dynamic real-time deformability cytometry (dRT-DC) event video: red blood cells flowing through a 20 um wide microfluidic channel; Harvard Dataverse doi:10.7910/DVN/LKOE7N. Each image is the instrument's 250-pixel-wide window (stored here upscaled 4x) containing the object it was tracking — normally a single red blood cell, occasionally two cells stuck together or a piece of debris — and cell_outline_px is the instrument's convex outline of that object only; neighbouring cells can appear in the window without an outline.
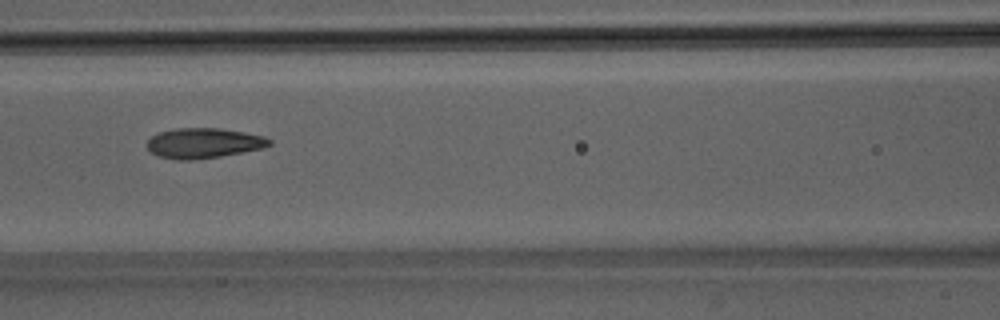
{"species": "Egyptian fruit bat (a non-hibernating species)", "species_latin": "Rousettus aegyptiacus", "temperature_condition": "room temperature", "stored_images_in_passage": 50, "camera_frame_rate_fps": 3000, "um_per_image_px": 0.085, "animal": {"sex": "male"}, "frame": {"image": 1, "passage_image": 22, "time_ms": 7.0, "image_size_px": [1000, 320], "cell_outline_px": [[272, 144], [264, 148], [220, 156], [192, 160], [180, 160], [160, 156], [152, 152], [148, 148], [148, 140], [152, 136], [160, 132], [176, 128], [220, 128], [244, 132], [264, 136], [272, 140]], "centroid_in_image_um": [17.35, 12.16], "position_along_channel_um": 149.2, "area_um2": 21.33}}
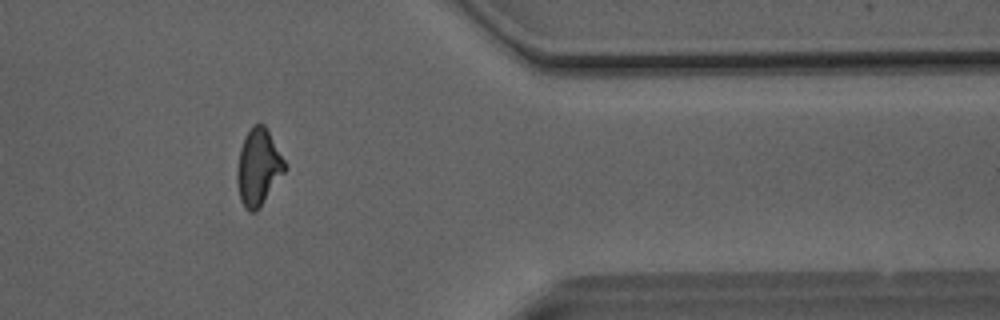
{"frame": {"image": 2, "passage_image": 41, "time_ms": 13.333, "image_size_px": [1000, 320], "cell_outline_px": [[288, 168], [256, 212], [248, 212], [244, 208], [240, 200], [236, 180], [236, 172], [240, 148], [252, 124], [264, 124], [268, 128]], "centroid_in_image_um": [21.96, 14.23], "position_along_channel_um": 389.4, "area_um2": 21.44}}
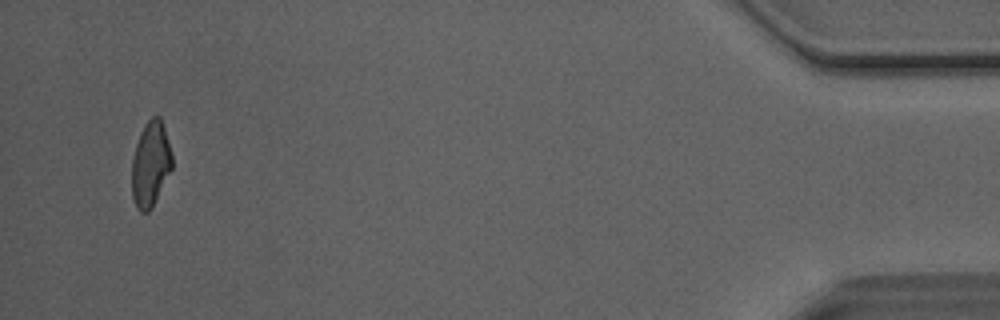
{"frame": {"image": 3, "passage_image": 48, "time_ms": 15.667, "image_size_px": [1000, 320], "cell_outline_px": [[172, 168], [152, 208], [148, 212], [140, 212], [136, 208], [132, 196], [132, 160], [136, 144], [140, 132], [144, 124], [152, 116], [160, 116], [164, 128], [172, 156]], "centroid_in_image_um": [12.78, 13.96], "position_along_channel_um": 422.4, "area_um2": 19.94}, "authors_computed_cell_mechanics": {"area_um2": 21.3282, "velocity_mm_per_s": 4.0882, "shape_relaxation_time_tau1_ms": 5.7851, "shape_relaxation_time_tau2_ms": 1.5705, "deformation_change_tau1": 0.1718, "deformation_change_tau2": 0.071}}